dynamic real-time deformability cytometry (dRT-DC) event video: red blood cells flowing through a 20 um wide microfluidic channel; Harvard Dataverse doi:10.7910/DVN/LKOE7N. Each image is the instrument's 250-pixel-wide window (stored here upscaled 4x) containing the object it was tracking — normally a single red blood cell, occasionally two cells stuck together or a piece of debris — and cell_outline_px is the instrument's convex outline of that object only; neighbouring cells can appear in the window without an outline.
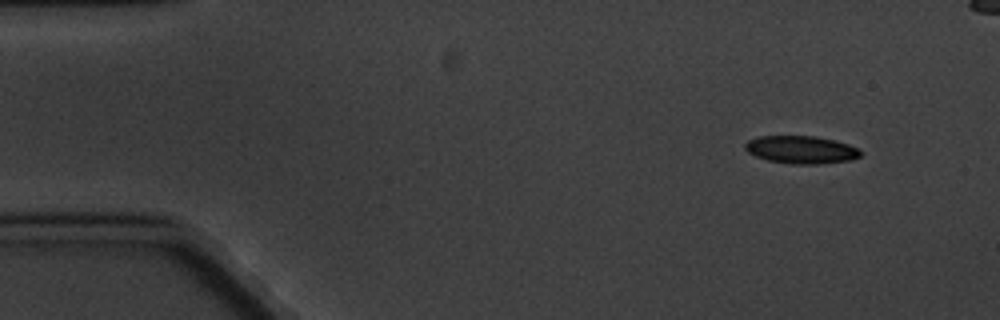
{"species": "common noctule bat (a hibernating species)", "species_latin": "Nyctalus noctula", "temperature_condition": "cold", "stored_images_in_passage": 3, "camera_frame_rate_fps": 3000, "um_per_image_px": 0.085, "animal": {"sex": "male", "body_mass_g": 20.1, "forearm_length_mm": 53.5}, "frame": {"image": 1, "passage_image": 1, "time_ms": 0.0, "image_size_px": [1000, 320], "cell_outline_px": [[864, 152], [860, 156], [852, 160], [816, 164], [792, 164], [768, 160], [756, 156], [748, 152], [744, 148], [744, 144], [748, 140], [760, 136], [816, 136], [848, 144], [860, 148]], "centroid_in_image_um": [68.13, 12.72], "position_along_channel_um": 16.9, "area_um2": 18.73}}